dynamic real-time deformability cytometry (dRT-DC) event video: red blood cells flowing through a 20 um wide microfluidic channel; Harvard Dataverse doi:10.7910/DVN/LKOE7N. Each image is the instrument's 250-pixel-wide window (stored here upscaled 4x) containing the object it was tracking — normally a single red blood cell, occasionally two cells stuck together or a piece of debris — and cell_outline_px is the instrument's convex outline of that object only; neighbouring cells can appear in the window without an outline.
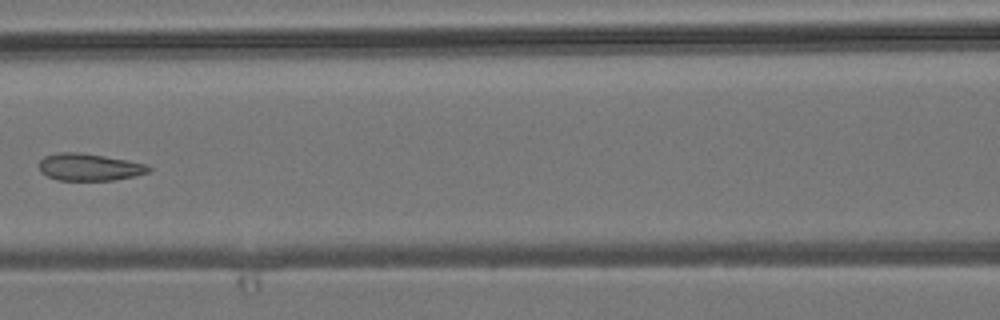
{"species": "common noctule bat (a hibernating species)", "species_latin": "Nyctalus noctula", "temperature_condition": "room temperature", "stored_images_in_passage": 6, "camera_frame_rate_fps": 3000, "um_per_image_px": 0.085, "animal": {"sex": "male", "body_mass_g": 19.2, "forearm_length_mm": 51.8}, "frame": {"image": 1, "passage_image": 6, "time_ms": 5.667, "image_size_px": [1000, 320], "cell_outline_px": [[152, 168], [148, 172], [136, 176], [112, 180], [56, 180], [40, 172], [40, 160], [44, 156], [56, 152], [80, 152], [128, 160], [148, 164]], "centroid_in_image_um": [7.6, 14.2], "position_along_channel_um": 159.0, "area_um2": 17.46}}